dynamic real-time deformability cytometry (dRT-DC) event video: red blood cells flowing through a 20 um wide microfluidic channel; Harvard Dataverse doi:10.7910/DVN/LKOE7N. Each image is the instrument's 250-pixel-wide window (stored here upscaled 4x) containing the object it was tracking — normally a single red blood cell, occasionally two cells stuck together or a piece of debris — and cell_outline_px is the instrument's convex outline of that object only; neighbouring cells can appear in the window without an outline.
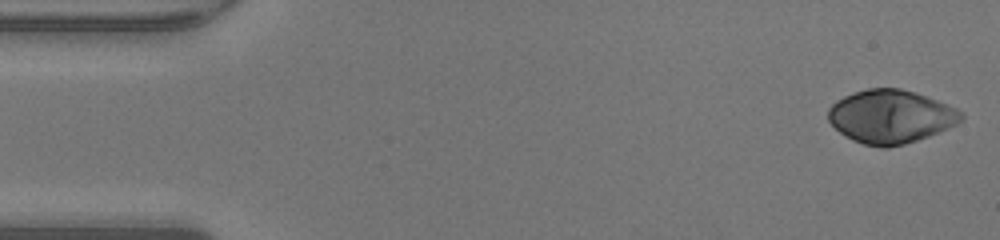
{"species": "human", "species_latin": "Homo sapiens", "temperature_condition": "warm", "stored_images_in_passage": 47, "camera_frame_rate_fps": 3000, "um_per_image_px": 0.085, "donor": {"sex": "male"}, "frame": {"image": 1, "passage_image": 1, "time_ms": 0.0, "image_size_px": [1000, 240], "cell_outline_px": [[964, 120], [948, 128], [928, 136], [904, 144], [888, 148], [880, 148], [864, 144], [852, 140], [840, 132], [828, 120], [828, 108], [836, 100], [844, 96], [868, 88], [900, 88], [916, 92], [956, 108], [964, 116]], "centroid_in_image_um": [75.7, 9.91], "position_along_channel_um": 9.3, "area_um2": 41.27}}
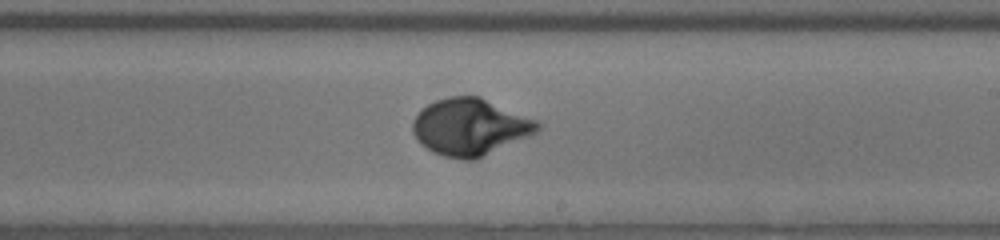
{"frame": {"image": 2, "passage_image": 27, "time_ms": 8.667, "image_size_px": [1000, 240], "cell_outline_px": [[540, 128], [536, 132], [528, 136], [476, 160], [464, 160], [444, 156], [432, 152], [420, 144], [416, 140], [412, 132], [412, 120], [428, 104], [436, 100], [448, 96], [480, 96], [536, 120], [540, 124]], "centroid_in_image_um": [39.92, 10.8], "position_along_channel_um": 249.1, "area_um2": 41.27}}
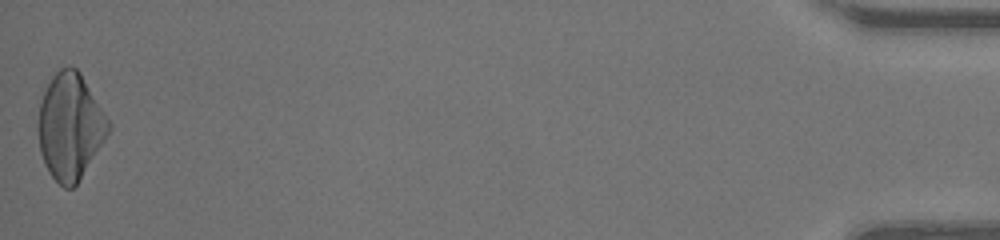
{"frame": {"image": 3, "passage_image": 47, "time_ms": 15.333, "image_size_px": [1000, 240], "cell_outline_px": [[112, 128], [76, 184], [72, 188], [64, 188], [48, 172], [44, 164], [40, 152], [36, 128], [36, 124], [40, 104], [44, 92], [52, 76], [60, 68], [76, 68], [80, 72], [112, 124]], "centroid_in_image_um": [5.94, 10.75], "position_along_channel_um": 429.3, "area_um2": 43.41}, "authors_computed_cell_mechanics": {"area_um2": 40.8068, "velocity_mm_per_s": 4.2976, "shape_relaxation_time_tau1_ms": 3.2337, "shape_relaxation_time_tau2_ms": null, "deformation_change_tau1": 0.2269, "deformation_change_tau2": null}}